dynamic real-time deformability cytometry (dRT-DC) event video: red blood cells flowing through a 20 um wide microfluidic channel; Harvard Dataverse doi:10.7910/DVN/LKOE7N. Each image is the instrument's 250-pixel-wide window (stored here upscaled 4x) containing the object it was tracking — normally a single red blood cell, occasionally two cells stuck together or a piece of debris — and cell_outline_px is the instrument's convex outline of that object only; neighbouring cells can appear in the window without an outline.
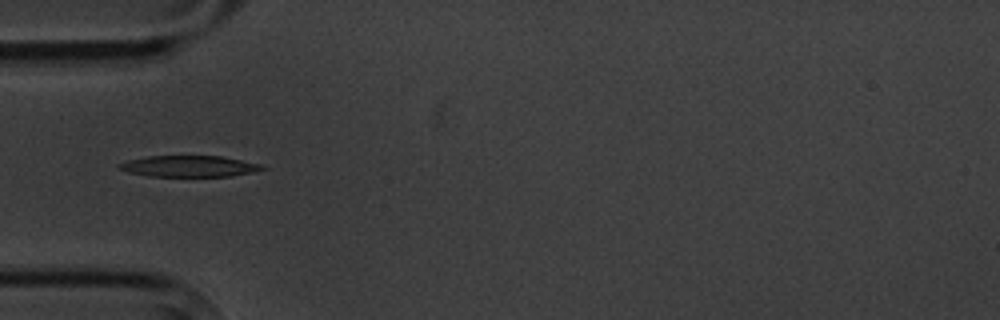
{"species": "common noctule bat (a hibernating species)", "species_latin": "Nyctalus noctula", "temperature_condition": "cold", "stored_images_in_passage": 11, "camera_frame_rate_fps": 3000, "um_per_image_px": 0.085, "animal": {"sex": "male", "body_mass_g": 20.1, "forearm_length_mm": 53.5}, "frame": {"image": 1, "passage_image": 5, "time_ms": 5.667, "image_size_px": [1000, 320], "cell_outline_px": [[268, 168], [252, 172], [232, 176], [148, 176], [128, 172], [116, 168], [116, 164], [128, 160], [148, 156], [220, 156], [260, 164]], "centroid_in_image_um": [16.02, 14.13], "position_along_channel_um": 69.0, "area_um2": 17.63}}
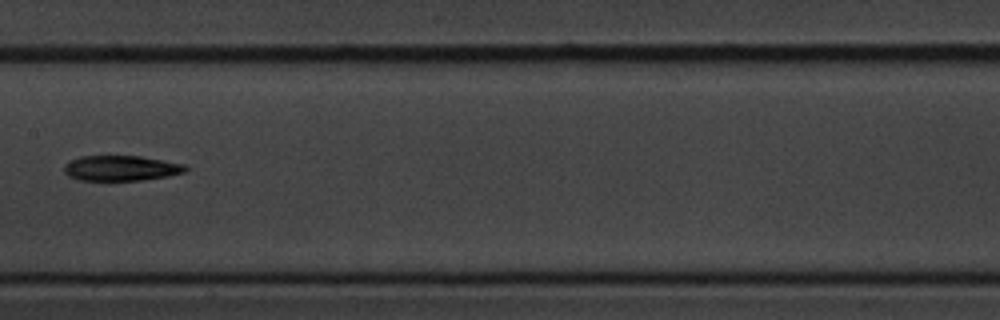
{"frame": {"image": 2, "passage_image": 8, "time_ms": 9.333, "image_size_px": [1000, 320], "cell_outline_px": [[188, 168], [184, 172], [168, 176], [140, 180], [80, 180], [68, 176], [64, 172], [64, 164], [80, 156], [140, 156], [184, 164]], "centroid_in_image_um": [10.27, 14.29], "position_along_channel_um": 197.1, "area_um2": 17.74}}
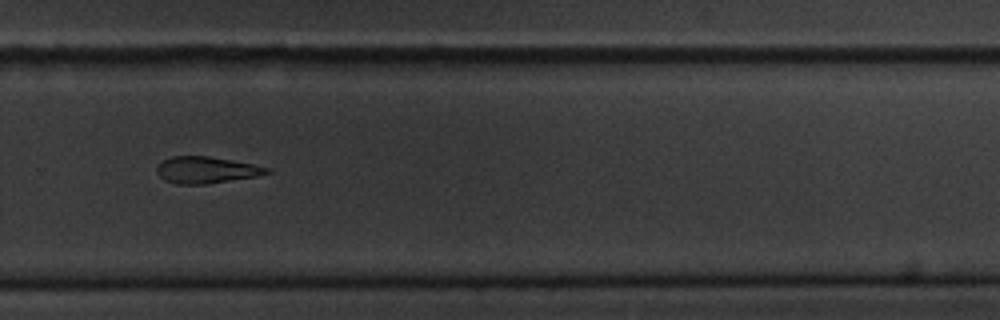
{"frame": {"image": 3, "passage_image": 11, "time_ms": 12.667, "image_size_px": [1000, 320], "cell_outline_px": [[272, 172], [260, 176], [204, 184], [176, 184], [164, 180], [156, 172], [156, 168], [164, 160], [172, 156], [208, 156], [252, 164], [272, 168]], "centroid_in_image_um": [17.56, 14.45], "position_along_channel_um": 312.2, "area_um2": 17.05}}